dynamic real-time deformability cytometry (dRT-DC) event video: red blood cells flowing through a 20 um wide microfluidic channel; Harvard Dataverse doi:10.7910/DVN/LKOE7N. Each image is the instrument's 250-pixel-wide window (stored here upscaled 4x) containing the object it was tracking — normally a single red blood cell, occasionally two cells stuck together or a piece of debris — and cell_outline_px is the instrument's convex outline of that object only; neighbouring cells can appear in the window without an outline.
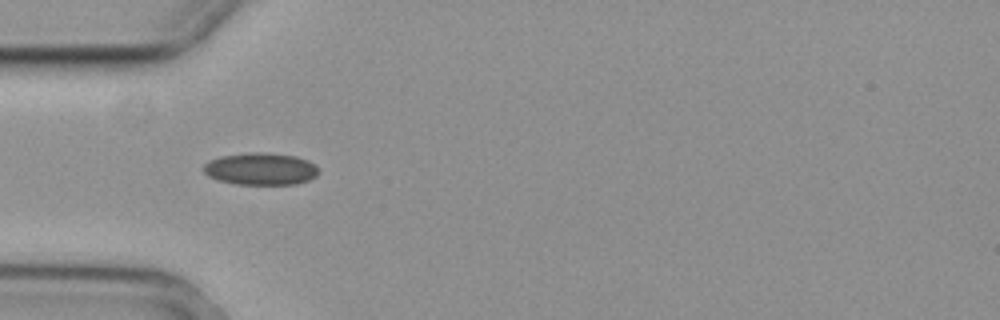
{"species": "common noctule bat (a hibernating species)", "species_latin": "Nyctalus noctula", "temperature_condition": "cold", "stored_images_in_passage": 39, "camera_frame_rate_fps": 3000, "um_per_image_px": 0.085, "animal": {"sex": "female", "body_mass_g": 29.2, "forearm_length_mm": 56.3}, "frame": {"image": 1, "passage_image": 1, "time_ms": 0.0, "image_size_px": [1000, 320], "cell_outline_px": [[320, 172], [316, 176], [308, 180], [296, 184], [236, 184], [220, 180], [208, 176], [204, 172], [204, 164], [220, 156], [252, 152], [260, 152], [296, 156], [308, 160]], "centroid_in_image_um": [22.17, 14.36], "position_along_channel_um": 62.8, "area_um2": 21.33}}
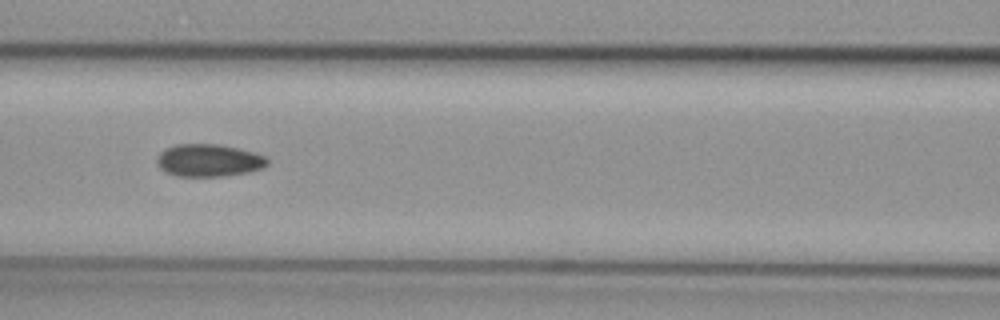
{"frame": {"image": 2, "passage_image": 8, "time_ms": 2.333, "image_size_px": [1000, 320], "cell_outline_px": [[268, 164], [260, 168], [248, 172], [224, 176], [176, 176], [164, 172], [160, 168], [156, 160], [160, 152], [176, 144], [220, 144], [240, 148], [264, 156], [268, 160]], "centroid_in_image_um": [17.72, 13.63], "position_along_channel_um": 148.9, "area_um2": 20.87}}
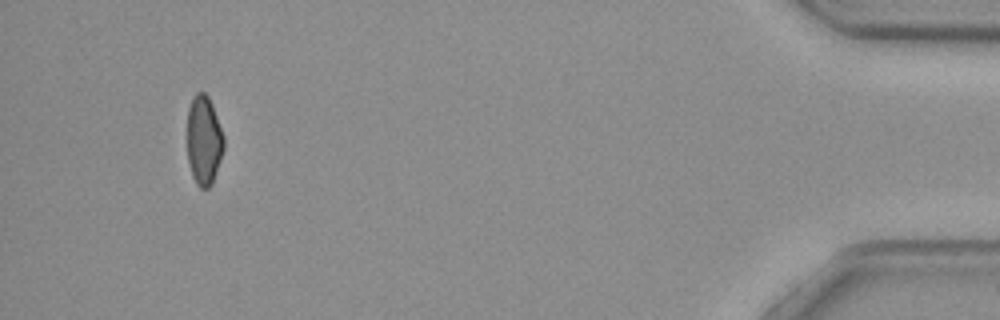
{"frame": {"image": 3, "passage_image": 36, "time_ms": 11.667, "image_size_px": [1000, 320], "cell_outline_px": [[224, 148], [212, 184], [208, 188], [200, 188], [196, 184], [192, 176], [188, 160], [188, 108], [192, 96], [196, 92], [204, 92], [208, 96], [212, 104], [224, 136]], "centroid_in_image_um": [17.33, 11.92], "position_along_channel_um": 417.9, "area_um2": 19.07}, "authors_computed_cell_mechanics": {"area_um2": 20.6924, "velocity_mm_per_s": 3.7223, "shape_relaxation_time_tau1_ms": 7.7726, "shape_relaxation_time_tau2_ms": 4.0592, "deformation_change_tau1": 0.1357, "deformation_change_tau2": 0.0929}}